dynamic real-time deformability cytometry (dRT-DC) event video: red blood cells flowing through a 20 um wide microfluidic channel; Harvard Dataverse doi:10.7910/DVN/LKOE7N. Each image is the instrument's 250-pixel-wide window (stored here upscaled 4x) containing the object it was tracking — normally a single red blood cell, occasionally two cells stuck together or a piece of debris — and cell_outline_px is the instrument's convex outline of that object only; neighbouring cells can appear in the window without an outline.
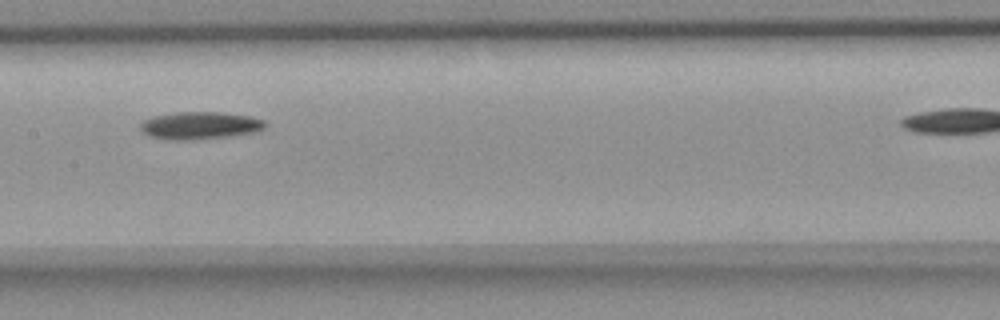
{"species": "common noctule bat (a hibernating species)", "species_latin": "Nyctalus noctula", "temperature_condition": "room temperature", "stored_images_in_passage": 8, "camera_frame_rate_fps": 3000, "um_per_image_px": 0.085, "animal": {"sex": "female", "body_mass_g": 18.4}, "frame": {"image": 1, "passage_image": 4, "time_ms": 3.333, "image_size_px": [1000, 320], "cell_outline_px": [[268, 124], [264, 128], [252, 132], [228, 136], [192, 140], [168, 140], [148, 136], [140, 128], [140, 124], [144, 120], [152, 116], [176, 112], [220, 112], [252, 116], [264, 120]], "centroid_in_image_um": [16.98, 10.66], "position_along_channel_um": 190.4, "area_um2": 20.06}}
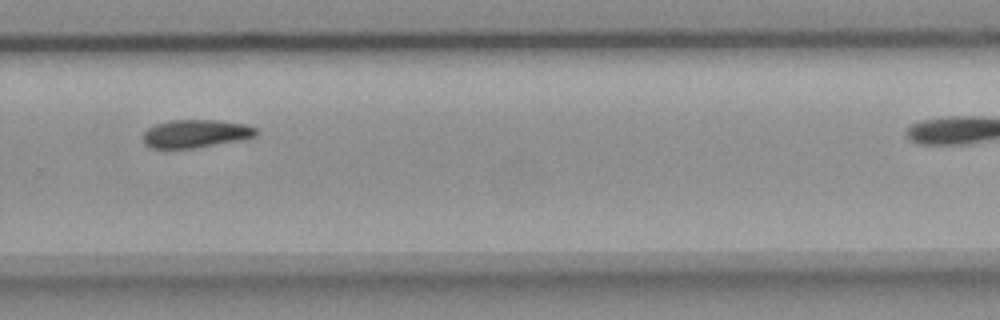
{"frame": {"image": 2, "passage_image": 7, "time_ms": 6.667, "image_size_px": [1000, 320], "cell_outline_px": [[260, 132], [256, 136], [244, 140], [192, 148], [152, 148], [144, 144], [144, 132], [148, 128], [156, 124], [172, 120], [216, 120], [244, 124], [256, 128]], "centroid_in_image_um": [16.68, 11.36], "position_along_channel_um": 313.1, "area_um2": 18.5}}